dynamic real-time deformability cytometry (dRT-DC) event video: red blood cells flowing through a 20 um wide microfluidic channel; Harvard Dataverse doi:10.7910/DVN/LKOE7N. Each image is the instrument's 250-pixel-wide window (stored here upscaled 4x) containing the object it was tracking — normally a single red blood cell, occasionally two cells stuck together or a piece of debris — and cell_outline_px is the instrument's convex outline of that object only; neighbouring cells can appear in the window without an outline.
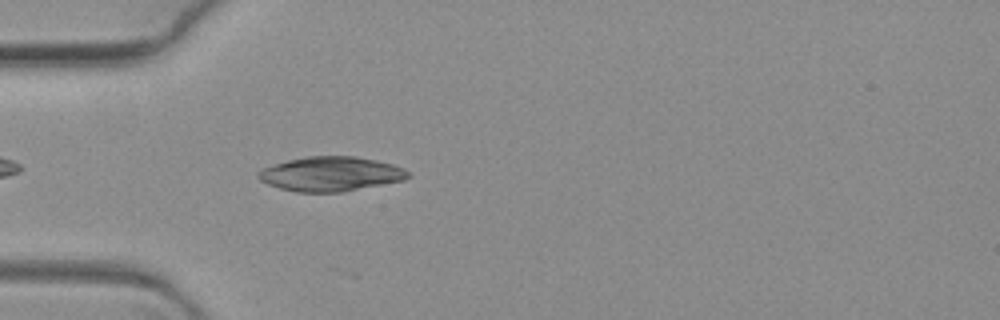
{"species": "common noctule bat (a hibernating species)", "species_latin": "Nyctalus noctula", "temperature_condition": "warm", "stored_images_in_passage": 4, "camera_frame_rate_fps": 3000, "um_per_image_px": 0.085, "animal": {"sex": "female", "body_mass_g": 19.3, "forearm_length_mm": 54.1}, "frame": {"image": 1, "passage_image": 4, "time_ms": 1.0, "image_size_px": [1000, 320], "cell_outline_px": [[412, 176], [404, 180], [344, 192], [296, 192], [280, 188], [268, 184], [260, 180], [256, 176], [264, 168], [288, 160], [304, 156], [356, 156], [376, 160], [392, 164], [404, 168]], "centroid_in_image_um": [28.15, 14.79], "position_along_channel_um": 56.8, "area_um2": 30.11}}